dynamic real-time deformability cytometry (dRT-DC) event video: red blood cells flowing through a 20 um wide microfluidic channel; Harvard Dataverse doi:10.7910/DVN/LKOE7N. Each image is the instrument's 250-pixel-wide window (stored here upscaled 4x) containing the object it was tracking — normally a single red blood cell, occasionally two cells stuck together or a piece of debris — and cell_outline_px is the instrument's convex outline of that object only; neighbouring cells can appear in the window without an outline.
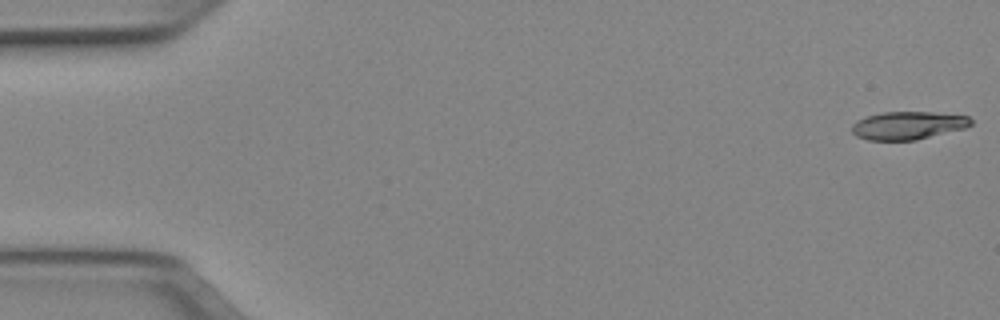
{"species": "Egyptian fruit bat (a non-hibernating species)", "species_latin": "Rousettus aegyptiacus", "temperature_condition": "cold", "stored_images_in_passage": 51, "camera_frame_rate_fps": 3000, "um_per_image_px": 0.085, "animal": {"sex": "female"}, "frame": {"image": 1, "passage_image": 1, "time_ms": 0.0, "image_size_px": [1000, 320], "cell_outline_px": [[972, 124], [964, 128], [916, 140], [868, 140], [856, 136], [852, 132], [852, 124], [856, 120], [880, 112], [932, 112], [968, 116], [972, 120]], "centroid_in_image_um": [77.15, 10.66], "position_along_channel_um": 7.8, "area_um2": 19.36}}
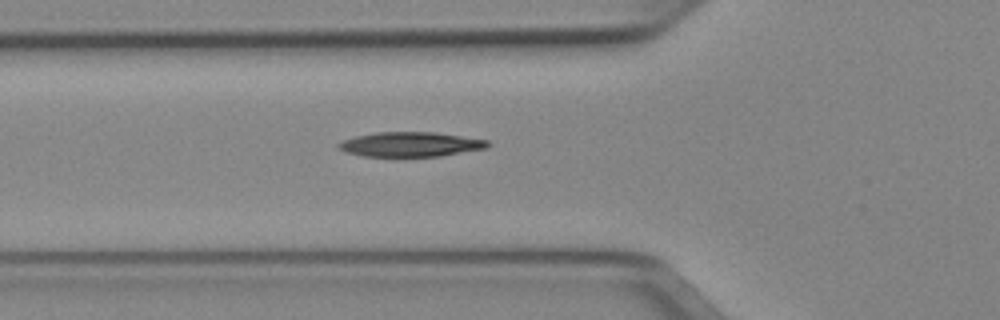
{"frame": {"image": 2, "passage_image": 18, "time_ms": 5.667, "image_size_px": [1000, 320], "cell_outline_px": [[492, 144], [488, 148], [440, 156], [364, 156], [348, 152], [336, 148], [336, 144], [344, 140], [356, 136], [376, 132], [432, 132], [488, 140]], "centroid_in_image_um": [34.91, 12.27], "position_along_channel_um": 90.9, "area_um2": 21.33}}
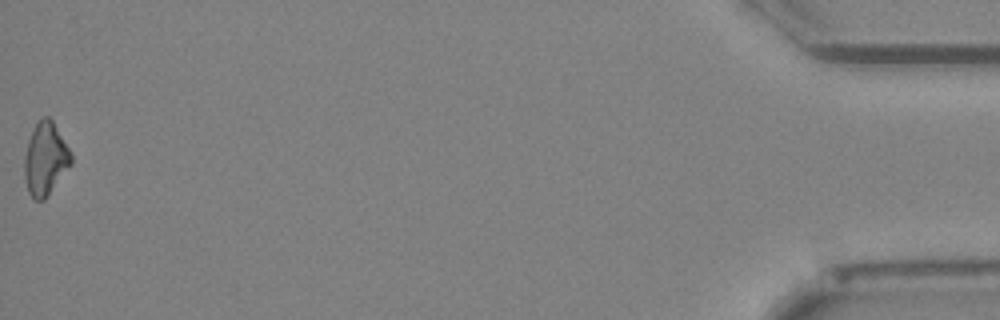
{"frame": {"image": 3, "passage_image": 51, "time_ms": 16.667, "image_size_px": [1000, 320], "cell_outline_px": [[72, 164], [44, 200], [32, 200], [28, 192], [24, 176], [24, 156], [28, 140], [36, 124], [44, 116], [48, 116], [52, 120], [72, 152]], "centroid_in_image_um": [3.86, 13.53], "position_along_channel_um": 431.3, "area_um2": 19.88}, "authors_computed_cell_mechanics": {"area_um2": 20.4612, "velocity_mm_per_s": 3.9822, "shape_relaxation_time_tau1_ms": 6.517, "shape_relaxation_time_tau2_ms": null, "deformation_change_tau1": 0.1605, "deformation_change_tau2": null}}